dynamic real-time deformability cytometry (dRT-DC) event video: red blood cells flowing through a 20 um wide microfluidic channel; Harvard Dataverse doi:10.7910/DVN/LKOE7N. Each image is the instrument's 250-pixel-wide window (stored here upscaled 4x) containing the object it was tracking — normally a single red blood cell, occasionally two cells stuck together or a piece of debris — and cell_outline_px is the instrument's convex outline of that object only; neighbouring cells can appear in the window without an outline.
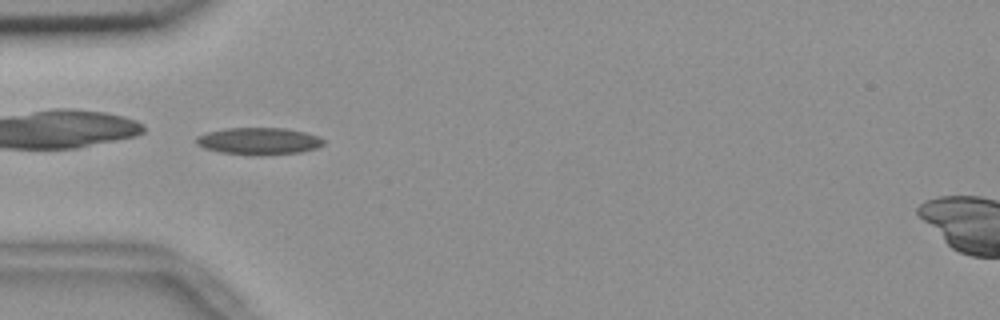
{"species": "common noctule bat (a hibernating species)", "species_latin": "Nyctalus noctula", "temperature_condition": "room temperature", "stored_images_in_passage": 31, "camera_frame_rate_fps": 3000, "um_per_image_px": 0.085, "animal": {"sex": "female", "body_mass_g": 18.4}, "frame": {"image": 1, "passage_image": 1, "time_ms": 0.0, "image_size_px": [1000, 320], "cell_outline_px": [[324, 144], [316, 148], [300, 152], [260, 156], [248, 156], [220, 152], [204, 148], [196, 144], [196, 136], [208, 132], [228, 128], [284, 128], [304, 132], [320, 136], [324, 140]], "centroid_in_image_um": [22.0, 12.01], "position_along_channel_um": 63.0, "area_um2": 20.29}}
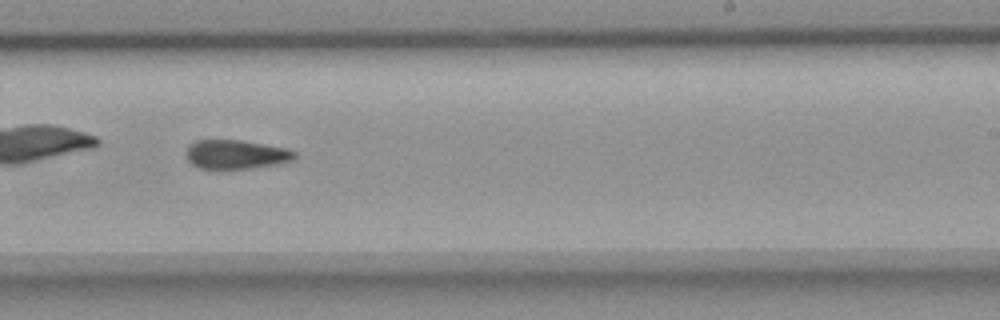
{"frame": {"image": 2, "passage_image": 18, "time_ms": 5.667, "image_size_px": [1000, 320], "cell_outline_px": [[296, 156], [292, 160], [276, 164], [248, 168], [196, 168], [188, 160], [184, 152], [188, 144], [196, 140], [240, 140], [288, 148], [296, 152]], "centroid_in_image_um": [20.01, 13.11], "position_along_channel_um": 269.0, "area_um2": 18.38}, "authors_computed_cell_mechanics": {"area_um2": 18.9584, "velocity_mm_per_s": 3.6731, "shape_relaxation_time_tau1_ms": null, "shape_relaxation_time_tau2_ms": 8.0696, "deformation_change_tau1": null, "deformation_change_tau2": 0.1701}}